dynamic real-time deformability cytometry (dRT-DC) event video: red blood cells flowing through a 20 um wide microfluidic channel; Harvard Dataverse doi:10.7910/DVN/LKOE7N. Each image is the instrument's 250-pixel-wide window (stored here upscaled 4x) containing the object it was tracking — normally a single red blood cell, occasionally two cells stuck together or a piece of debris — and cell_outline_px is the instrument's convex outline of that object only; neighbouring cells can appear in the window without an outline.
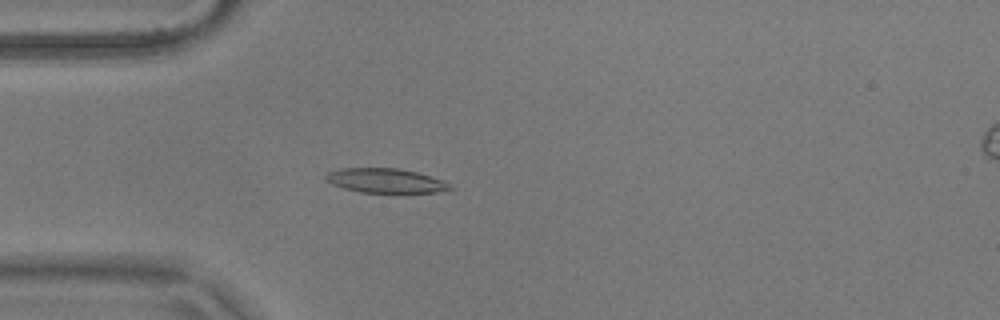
{"species": "common noctule bat (a hibernating species)", "species_latin": "Nyctalus noctula", "temperature_condition": "warm", "stored_images_in_passage": 53, "camera_frame_rate_fps": 3000, "um_per_image_px": 0.085, "animal": {"sex": "male", "body_mass_g": 17.9}, "frame": {"image": 1, "passage_image": 14, "time_ms": 4.333, "image_size_px": [1000, 320], "cell_outline_px": [[456, 188], [436, 192], [360, 192], [344, 188], [332, 184], [324, 180], [324, 176], [328, 172], [340, 168], [396, 168], [416, 172], [444, 180], [452, 184]], "centroid_in_image_um": [32.78, 15.35], "position_along_channel_um": 52.2, "area_um2": 17.69}}
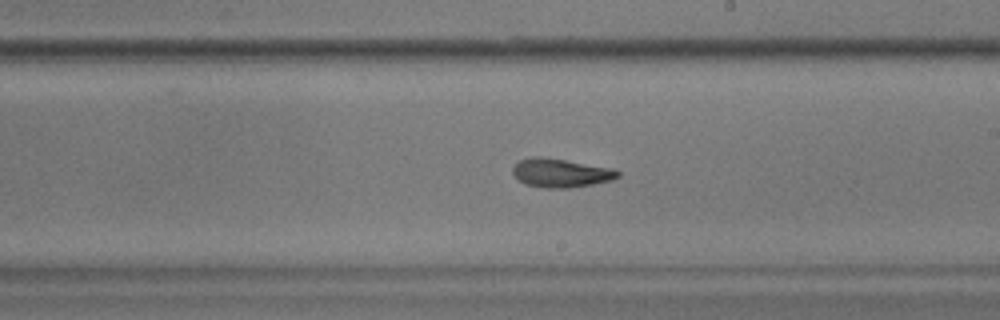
{"frame": {"image": 2, "passage_image": 30, "time_ms": 9.667, "image_size_px": [1000, 320], "cell_outline_px": [[620, 176], [612, 180], [592, 184], [568, 188], [544, 188], [524, 184], [516, 180], [512, 172], [512, 168], [520, 160], [532, 156], [540, 156], [564, 160], [608, 168], [620, 172]], "centroid_in_image_um": [47.59, 14.71], "position_along_channel_um": 241.4, "area_um2": 17.46}}
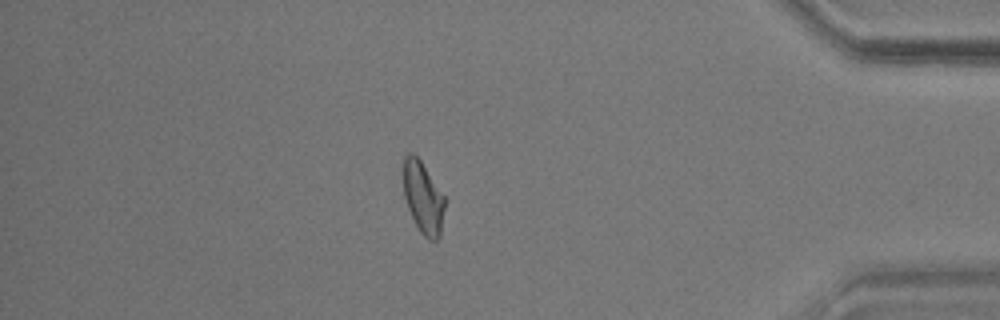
{"frame": {"image": 3, "passage_image": 46, "time_ms": 15.0, "image_size_px": [1000, 320], "cell_outline_px": [[444, 208], [440, 236], [436, 240], [428, 240], [420, 232], [408, 208], [404, 196], [404, 156], [408, 152], [412, 152], [420, 160], [444, 196]], "centroid_in_image_um": [35.96, 16.8], "position_along_channel_um": 399.2, "area_um2": 16.99}, "authors_computed_cell_mechanics": {"area_um2": 17.6868, "velocity_mm_per_s": 3.6782, "shape_relaxation_time_tau1_ms": 5.0574, "shape_relaxation_time_tau2_ms": 3.1605, "deformation_change_tau1": 0.1485, "deformation_change_tau2": 0.1048}}